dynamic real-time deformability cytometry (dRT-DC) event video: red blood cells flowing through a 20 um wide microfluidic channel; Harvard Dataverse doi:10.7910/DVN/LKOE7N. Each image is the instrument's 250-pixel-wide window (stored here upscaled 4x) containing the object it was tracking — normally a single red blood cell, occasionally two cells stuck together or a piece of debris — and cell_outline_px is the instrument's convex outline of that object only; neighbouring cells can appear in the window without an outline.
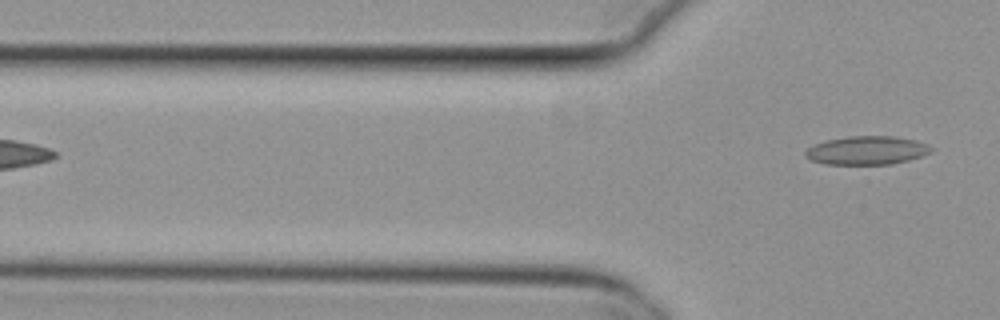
{"species": "common noctule bat (a hibernating species)", "species_latin": "Nyctalus noctula", "temperature_condition": "cold", "stored_images_in_passage": 3, "camera_frame_rate_fps": 3000, "um_per_image_px": 0.085, "animal": {"sex": "female", "body_mass_g": 29.2, "forearm_length_mm": 56.3}, "frame": {"image": 1, "passage_image": 3, "time_ms": 0.667, "image_size_px": [1000, 320], "cell_outline_px": [[932, 152], [908, 160], [892, 164], [824, 164], [812, 160], [804, 156], [804, 152], [812, 144], [824, 140], [848, 136], [892, 136], [916, 140], [928, 144], [932, 148]], "centroid_in_image_um": [73.65, 12.77], "position_along_channel_um": 52.2, "area_um2": 21.04}}